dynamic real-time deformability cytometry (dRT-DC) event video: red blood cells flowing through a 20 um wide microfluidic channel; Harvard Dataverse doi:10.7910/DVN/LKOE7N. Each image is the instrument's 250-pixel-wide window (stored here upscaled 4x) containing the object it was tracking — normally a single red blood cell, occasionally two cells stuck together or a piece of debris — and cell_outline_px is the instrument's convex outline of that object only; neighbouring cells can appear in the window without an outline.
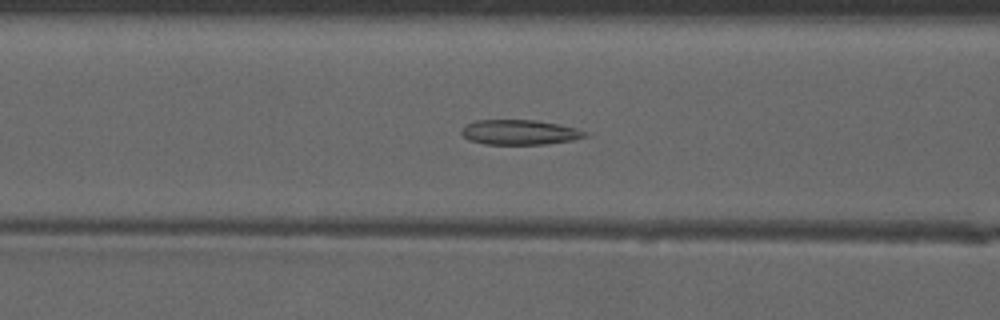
{"species": "common noctule bat (a hibernating species)", "species_latin": "Nyctalus noctula", "temperature_condition": "warm", "stored_images_in_passage": 51, "camera_frame_rate_fps": 3000, "um_per_image_px": 0.085, "animal": {"sex": "male", "forearm_length_mm": 52.5}, "frame": {"image": 1, "passage_image": 22, "time_ms": 7.0, "image_size_px": [1000, 320], "cell_outline_px": [[588, 136], [572, 140], [544, 144], [484, 144], [468, 140], [460, 132], [460, 128], [476, 120], [536, 120], [576, 128], [584, 132]], "centroid_in_image_um": [44.11, 11.24], "position_along_channel_um": 122.5, "area_um2": 17.8}}
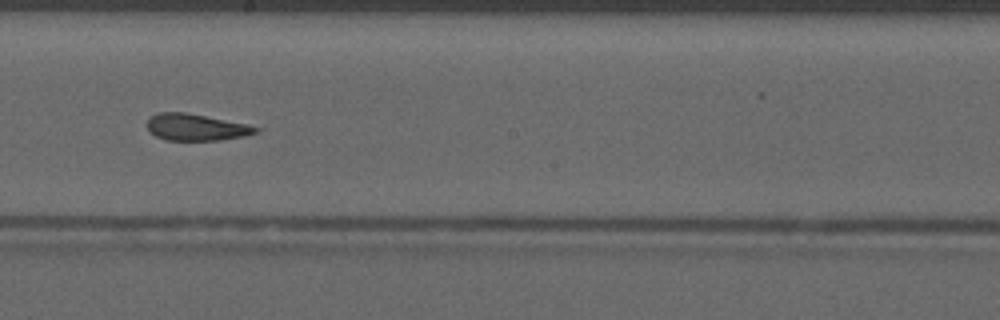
{"frame": {"image": 2, "passage_image": 30, "time_ms": 9.667, "image_size_px": [1000, 320], "cell_outline_px": [[264, 128], [256, 132], [244, 136], [220, 140], [164, 140], [156, 136], [148, 128], [148, 120], [156, 112], [184, 112], [248, 124]], "centroid_in_image_um": [16.7, 10.81], "position_along_channel_um": 231.5, "area_um2": 16.82}}
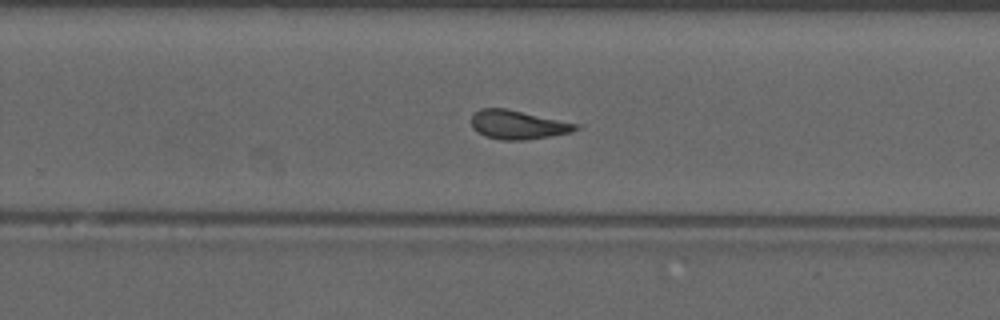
{"frame": {"image": 3, "passage_image": 34, "time_ms": 11.0, "image_size_px": [1000, 320], "cell_outline_px": [[584, 124], [580, 128], [572, 132], [552, 136], [524, 140], [500, 140], [484, 136], [476, 132], [472, 128], [472, 112], [480, 108], [504, 108]], "centroid_in_image_um": [44.06, 10.6], "position_along_channel_um": 285.7, "area_um2": 18.03}, "authors_computed_cell_mechanics": {"area_um2": 18.0914, "velocity_mm_per_s": 4.0983, "shape_relaxation_time_tau1_ms": null, "shape_relaxation_time_tau2_ms": 2.0252, "deformation_change_tau1": null, "deformation_change_tau2": 0.1057}}